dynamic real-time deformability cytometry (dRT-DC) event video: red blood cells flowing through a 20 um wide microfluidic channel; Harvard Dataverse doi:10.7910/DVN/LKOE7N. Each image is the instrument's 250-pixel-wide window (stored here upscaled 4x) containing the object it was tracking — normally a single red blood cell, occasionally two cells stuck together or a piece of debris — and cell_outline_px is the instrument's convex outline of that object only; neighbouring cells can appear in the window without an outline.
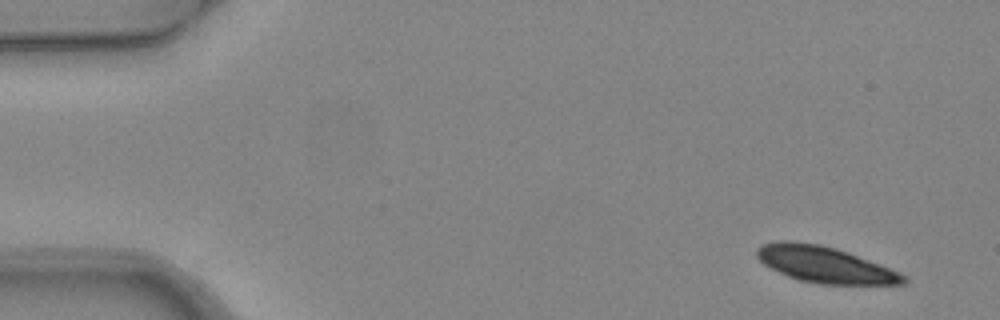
{"species": "common noctule bat (a hibernating species)", "species_latin": "Nyctalus noctula", "temperature_condition": "warm", "stored_images_in_passage": 6, "segment_of_instrument_passage": [2, 2], "camera_frame_rate_fps": 3000, "um_per_image_px": 0.085, "animal": {"sex": "female", "body_mass_g": 24.6, "forearm_length_mm": 56.2}, "frame": {"image": 1, "passage_image": 6, "time_ms": 1.667, "image_size_px": [1000, 320], "cell_outline_px": [[908, 284], [820, 284], [800, 280], [788, 276], [764, 264], [756, 256], [756, 248], [760, 244], [776, 240], [792, 240], [820, 244], [836, 248], [848, 252], [900, 272], [908, 276]], "centroid_in_image_um": [70.11, 22.47], "position_along_channel_um": 14.9, "area_um2": 31.1}}